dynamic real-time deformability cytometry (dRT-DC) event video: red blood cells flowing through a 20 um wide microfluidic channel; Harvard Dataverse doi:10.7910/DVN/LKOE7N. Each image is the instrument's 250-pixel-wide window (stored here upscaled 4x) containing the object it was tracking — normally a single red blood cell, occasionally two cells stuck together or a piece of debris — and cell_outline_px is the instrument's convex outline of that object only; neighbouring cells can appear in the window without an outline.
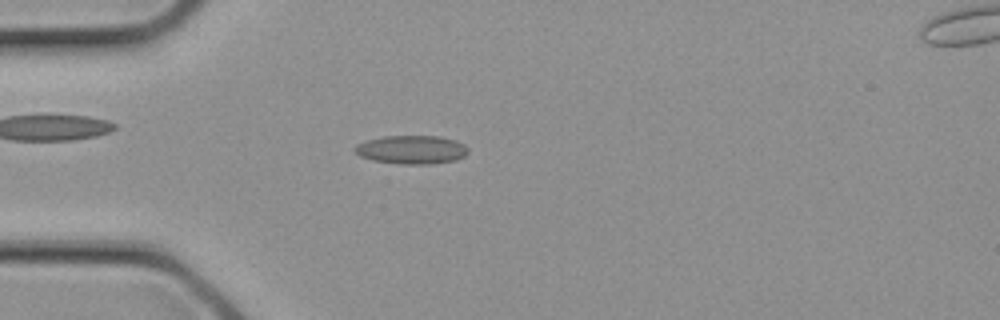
{"species": "common noctule bat (a hibernating species)", "species_latin": "Nyctalus noctula", "temperature_condition": "cold", "stored_images_in_passage": 18, "camera_frame_rate_fps": 3000, "um_per_image_px": 0.085, "animal": {"sex": "female", "body_mass_g": 21.9}, "frame": {"image": 1, "passage_image": 7, "time_ms": 2.0, "image_size_px": [1000, 320], "cell_outline_px": [[468, 152], [464, 156], [456, 160], [432, 164], [400, 164], [372, 160], [360, 156], [352, 148], [356, 144], [368, 140], [384, 136], [440, 136], [456, 140], [464, 144], [468, 148]], "centroid_in_image_um": [35.0, 12.72], "position_along_channel_um": 50.0, "area_um2": 18.96}}
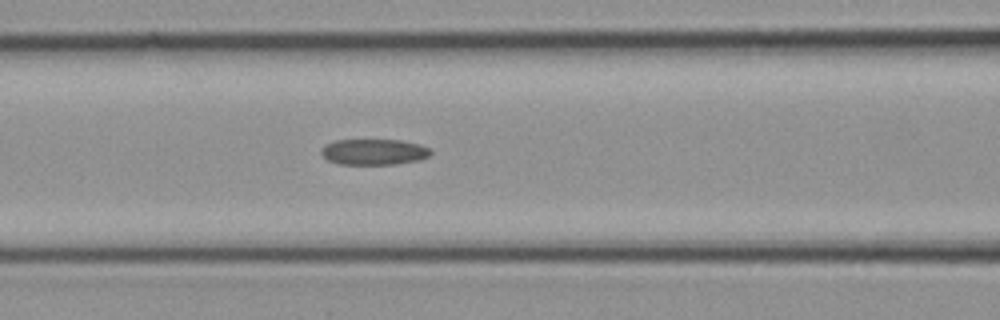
{"frame": {"image": 2, "passage_image": 11, "time_ms": 3.333, "image_size_px": [1000, 320], "cell_outline_px": [[432, 152], [428, 156], [420, 160], [396, 164], [340, 164], [328, 160], [320, 152], [324, 144], [336, 140], [400, 140], [420, 144], [428, 148]], "centroid_in_image_um": [31.78, 12.91], "position_along_channel_um": 134.8, "area_um2": 16.47}}
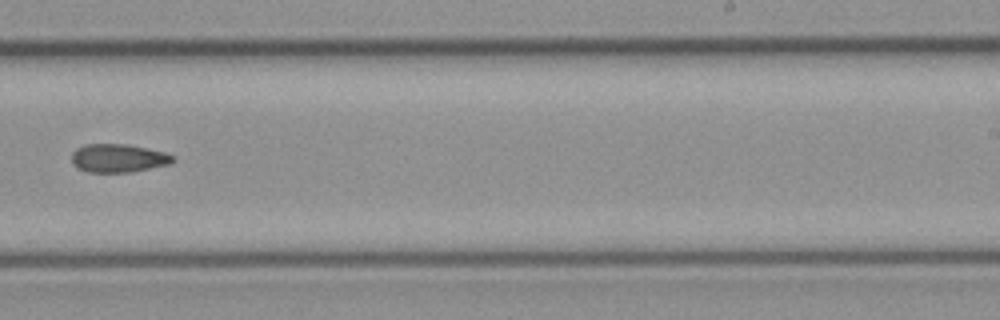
{"frame": {"image": 3, "passage_image": 17, "time_ms": 5.333, "image_size_px": [1000, 320], "cell_outline_px": [[176, 160], [172, 164], [128, 172], [88, 172], [76, 168], [72, 164], [72, 152], [76, 148], [84, 144], [128, 144], [164, 152], [176, 156]], "centroid_in_image_um": [10.06, 13.44], "position_along_channel_um": 278.9, "area_um2": 16.94}}